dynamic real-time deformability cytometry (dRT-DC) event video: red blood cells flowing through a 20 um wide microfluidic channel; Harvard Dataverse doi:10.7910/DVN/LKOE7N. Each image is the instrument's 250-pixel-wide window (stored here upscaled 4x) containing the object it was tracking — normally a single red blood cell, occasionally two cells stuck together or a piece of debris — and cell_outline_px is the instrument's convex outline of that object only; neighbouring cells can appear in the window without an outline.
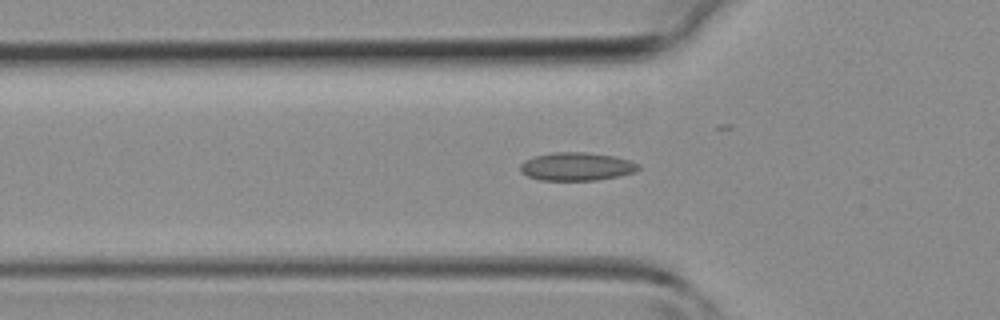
{"species": "common noctule bat (a hibernating species)", "species_latin": "Nyctalus noctula", "temperature_condition": "room temperature", "stored_images_in_passage": 40, "camera_frame_rate_fps": 3000, "um_per_image_px": 0.085, "animal": {"sex": "female", "body_mass_g": 19.3, "forearm_length_mm": 54.1}, "frame": {"image": 1, "passage_image": 11, "time_ms": 3.333, "image_size_px": [1000, 320], "cell_outline_px": [[640, 168], [632, 172], [616, 176], [596, 180], [540, 180], [528, 176], [520, 172], [520, 164], [524, 160], [536, 156], [552, 152], [588, 152], [616, 156], [640, 164]], "centroid_in_image_um": [48.98, 14.14], "position_along_channel_um": 76.8, "area_um2": 19.36}}
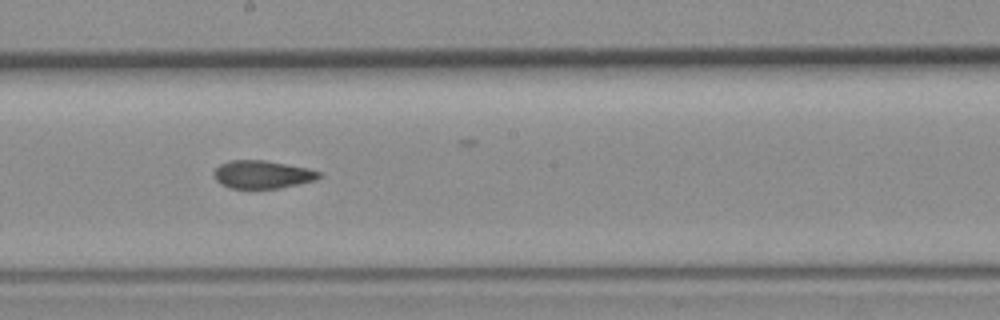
{"frame": {"image": 2, "passage_image": 20, "time_ms": 6.333, "image_size_px": [1000, 320], "cell_outline_px": [[320, 176], [316, 180], [276, 188], [228, 188], [220, 184], [216, 180], [212, 172], [220, 164], [232, 160], [264, 160], [308, 168], [320, 172]], "centroid_in_image_um": [22.25, 14.83], "position_along_channel_um": 226.0, "area_um2": 16.99}}
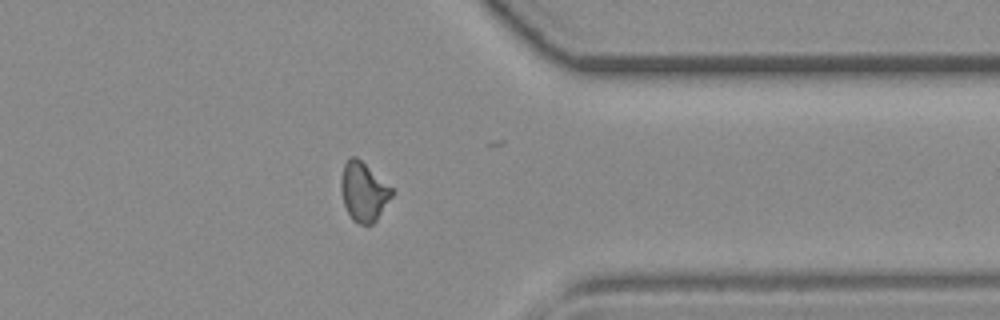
{"frame": {"image": 3, "passage_image": 30, "time_ms": 9.667, "image_size_px": [1000, 320], "cell_outline_px": [[396, 192], [376, 220], [372, 224], [360, 224], [352, 220], [344, 204], [340, 188], [340, 180], [344, 164], [352, 156], [356, 156], [392, 188]], "centroid_in_image_um": [30.91, 16.31], "position_along_channel_um": 380.5, "area_um2": 17.4}}